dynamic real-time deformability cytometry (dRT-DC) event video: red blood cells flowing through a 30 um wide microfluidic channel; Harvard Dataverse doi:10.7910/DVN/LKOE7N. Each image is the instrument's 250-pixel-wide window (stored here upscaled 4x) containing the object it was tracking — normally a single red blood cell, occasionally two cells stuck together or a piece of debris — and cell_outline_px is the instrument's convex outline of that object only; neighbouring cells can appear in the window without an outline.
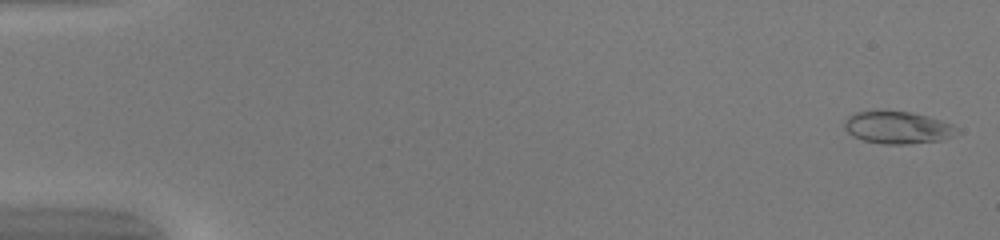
{"species": "common noctule bat (a hibernating species)", "species_latin": "Nyctalus noctula", "temperature_condition": "warm", "stored_images_in_passage": 50, "camera_frame_rate_fps": 3000, "um_per_image_px": 0.085, "animal": {"sex": "female", "body_mass_g": 20.0, "forearm_length_mm": 54.0}, "frame": {"image": 1, "passage_image": 2, "time_ms": 0.333, "image_size_px": [1000, 240], "cell_outline_px": [[960, 132], [952, 136], [940, 140], [908, 144], [880, 144], [864, 140], [852, 136], [844, 128], [844, 120], [848, 116], [856, 112], [908, 112], [928, 116], [952, 124]], "centroid_in_image_um": [76.29, 10.86], "position_along_channel_um": 8.7, "area_um2": 20.92}}
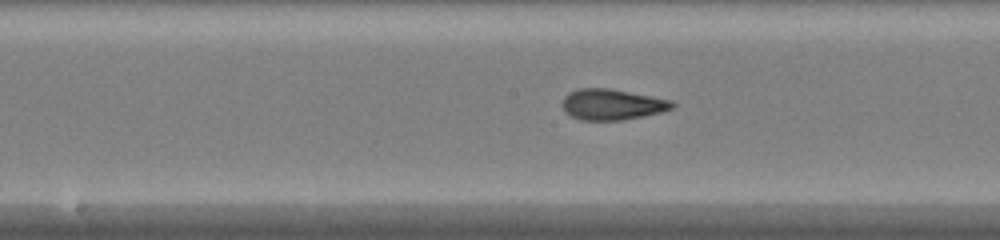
{"frame": {"image": 2, "passage_image": 27, "time_ms": 8.667, "image_size_px": [1000, 240], "cell_outline_px": [[676, 104], [672, 108], [660, 112], [624, 120], [580, 120], [564, 112], [564, 96], [568, 92], [580, 88], [608, 88], [652, 96], [672, 100]], "centroid_in_image_um": [52.03, 8.87], "position_along_channel_um": 196.2, "area_um2": 19.65}}
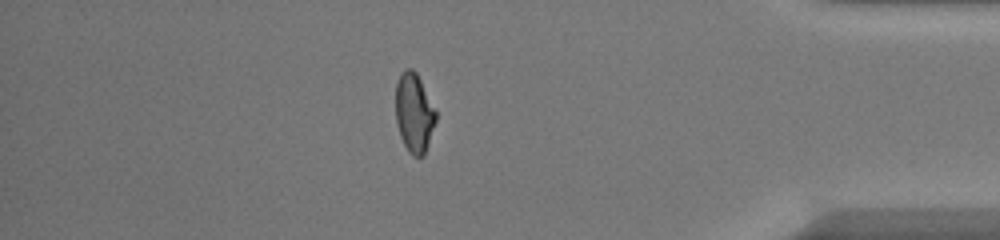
{"frame": {"image": 3, "passage_image": 44, "time_ms": 14.333, "image_size_px": [1000, 240], "cell_outline_px": [[436, 120], [424, 156], [412, 156], [408, 152], [400, 136], [396, 124], [396, 84], [400, 72], [404, 68], [412, 68], [416, 72], [436, 112]], "centroid_in_image_um": [35.18, 9.59], "position_along_channel_um": 400.0, "area_um2": 18.5}, "authors_computed_cell_mechanics": {"area_um2": 19.7098, "velocity_mm_per_s": 4.1831, "shape_relaxation_time_tau1_ms": 8.7598, "shape_relaxation_time_tau2_ms": 1.1665, "deformation_change_tau1": 0.2791, "deformation_change_tau2": 0.0694}}